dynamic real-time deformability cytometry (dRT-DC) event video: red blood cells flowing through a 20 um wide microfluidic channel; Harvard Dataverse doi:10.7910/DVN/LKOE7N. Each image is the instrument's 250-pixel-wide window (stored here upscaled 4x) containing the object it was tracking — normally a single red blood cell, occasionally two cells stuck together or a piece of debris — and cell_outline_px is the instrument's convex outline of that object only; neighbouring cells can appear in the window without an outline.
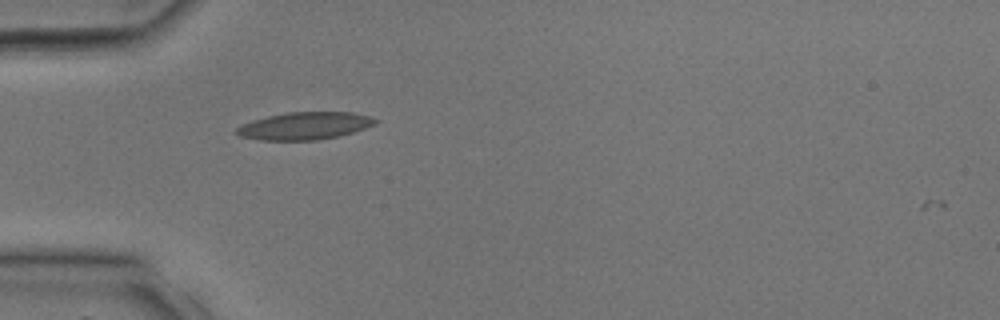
{"species": "common noctule bat (a hibernating species)", "species_latin": "Nyctalus noctula", "temperature_condition": "room temperature", "stored_images_in_passage": 2, "camera_frame_rate_fps": 3000, "um_per_image_px": 0.085, "animal": {"sex": "male", "body_mass_g": 17.9, "forearm_length_mm": 54.2}, "frame": {"image": 1, "passage_image": 1, "time_ms": 0.0, "image_size_px": [1000, 320], "cell_outline_px": [[380, 120], [376, 124], [340, 136], [316, 140], [260, 140], [240, 136], [236, 132], [236, 128], [252, 120], [268, 116], [288, 112], [352, 112], [372, 116]], "centroid_in_image_um": [25.95, 10.69], "position_along_channel_um": 59.1, "area_um2": 22.2}}